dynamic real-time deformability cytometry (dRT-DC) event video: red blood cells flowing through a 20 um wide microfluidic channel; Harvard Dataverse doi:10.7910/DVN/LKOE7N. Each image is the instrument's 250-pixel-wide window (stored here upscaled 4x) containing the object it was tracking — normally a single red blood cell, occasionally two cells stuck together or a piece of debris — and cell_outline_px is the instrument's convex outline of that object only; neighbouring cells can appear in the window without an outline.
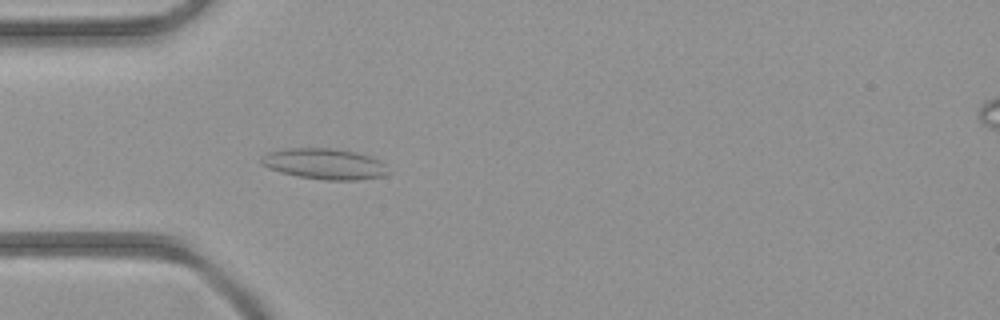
{"species": "common noctule bat (a hibernating species)", "species_latin": "Nyctalus noctula", "temperature_condition": "room temperature", "stored_images_in_passage": 4, "camera_frame_rate_fps": 3000, "um_per_image_px": 0.085, "animal": {"sex": "female", "body_mass_g": 21.9}, "frame": {"image": 1, "passage_image": 4, "time_ms": 3.667, "image_size_px": [1000, 320], "cell_outline_px": [[388, 172], [384, 176], [356, 180], [324, 180], [296, 176], [280, 172], [268, 168], [260, 164], [260, 160], [268, 152], [284, 148], [336, 148], [356, 152], [380, 160], [384, 164]], "centroid_in_image_um": [27.55, 13.93], "position_along_channel_um": 57.4, "area_um2": 22.89}}